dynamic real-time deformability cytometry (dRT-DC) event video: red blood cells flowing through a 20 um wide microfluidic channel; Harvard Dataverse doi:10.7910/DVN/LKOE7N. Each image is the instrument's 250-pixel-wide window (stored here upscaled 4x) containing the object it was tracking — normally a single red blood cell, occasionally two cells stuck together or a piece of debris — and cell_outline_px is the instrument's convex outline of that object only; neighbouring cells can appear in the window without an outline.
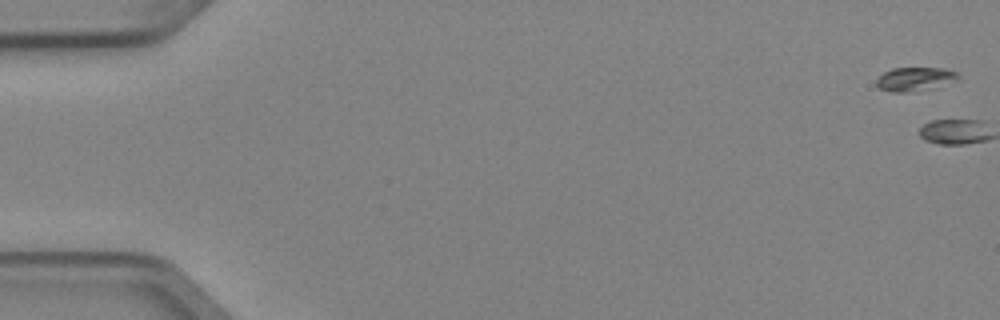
{"species": "Egyptian fruit bat (a non-hibernating species)", "species_latin": "Rousettus aegyptiacus", "temperature_condition": "cold", "stored_images_in_passage": 5, "camera_frame_rate_fps": 3000, "um_per_image_px": 0.085, "animal": {"sex": "female"}, "frame": {"image": 1, "passage_image": 1, "time_ms": 0.0, "image_size_px": [1000, 320], "cell_outline_px": [[960, 80], [936, 88], [908, 92], [892, 92], [880, 88], [876, 84], [876, 80], [884, 72], [892, 68], [944, 68], [956, 72], [960, 76]], "centroid_in_image_um": [77.83, 6.72], "position_along_channel_um": 7.2, "area_um2": 11.5}}